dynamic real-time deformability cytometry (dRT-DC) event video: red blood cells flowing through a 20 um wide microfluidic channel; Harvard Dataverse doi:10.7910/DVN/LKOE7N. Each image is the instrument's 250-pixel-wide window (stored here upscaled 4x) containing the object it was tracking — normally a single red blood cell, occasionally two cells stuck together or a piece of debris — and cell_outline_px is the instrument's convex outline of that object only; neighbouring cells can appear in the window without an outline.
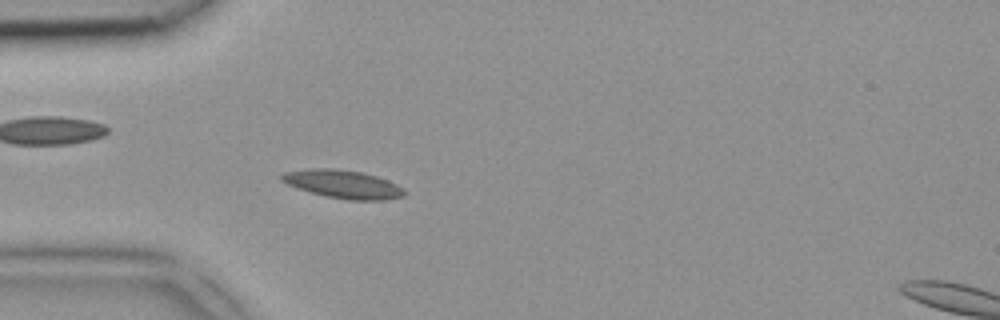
{"species": "common noctule bat (a hibernating species)", "species_latin": "Nyctalus noctula", "temperature_condition": "room temperature", "stored_images_in_passage": 4, "camera_frame_rate_fps": 3000, "um_per_image_px": 0.085, "animal": {"sex": "female", "body_mass_g": 18.4}, "frame": {"image": 1, "passage_image": 3, "time_ms": 0.667, "image_size_px": [1000, 320], "cell_outline_px": [[408, 192], [404, 196], [384, 200], [348, 200], [324, 196], [296, 188], [280, 180], [280, 176], [284, 172], [312, 168], [332, 168], [360, 172], [376, 176], [388, 180], [404, 188]], "centroid_in_image_um": [29.17, 15.66], "position_along_channel_um": 55.8, "area_um2": 20.29}}